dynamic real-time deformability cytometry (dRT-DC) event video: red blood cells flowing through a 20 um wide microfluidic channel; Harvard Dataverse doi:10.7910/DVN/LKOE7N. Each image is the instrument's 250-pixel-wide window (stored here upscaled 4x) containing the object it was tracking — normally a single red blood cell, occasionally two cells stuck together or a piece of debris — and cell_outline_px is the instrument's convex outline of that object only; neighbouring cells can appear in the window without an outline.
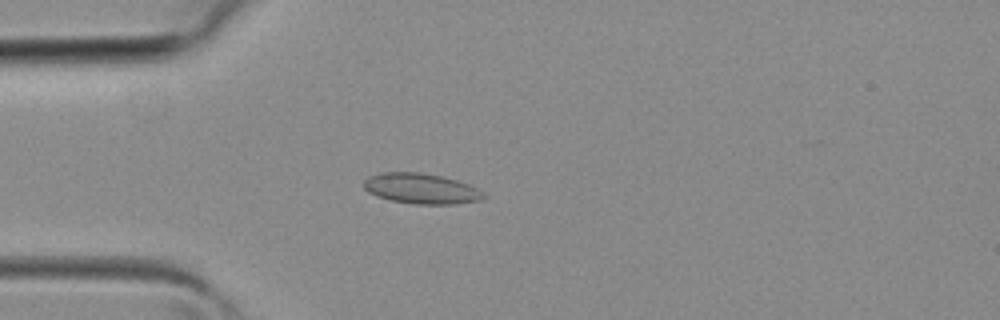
{"species": "common noctule bat (a hibernating species)", "species_latin": "Nyctalus noctula", "temperature_condition": "room temperature", "stored_images_in_passage": 32, "camera_frame_rate_fps": 3000, "um_per_image_px": 0.085, "animal": {"sex": "female", "body_mass_g": 19.3, "forearm_length_mm": 54.1}, "frame": {"image": 1, "passage_image": 6, "time_ms": 1.667, "image_size_px": [1000, 320], "cell_outline_px": [[488, 196], [480, 200], [456, 204], [416, 204], [392, 200], [376, 196], [368, 192], [364, 188], [364, 180], [368, 176], [380, 172], [420, 172], [440, 176], [456, 180], [468, 184], [476, 188]], "centroid_in_image_um": [35.78, 16.03], "position_along_channel_um": 49.2, "area_um2": 21.21}}
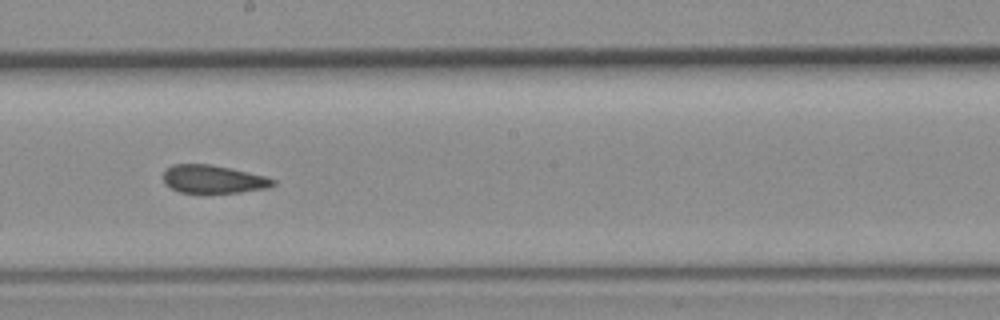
{"frame": {"image": 2, "passage_image": 17, "time_ms": 5.333, "image_size_px": [1000, 320], "cell_outline_px": [[276, 184], [268, 188], [240, 192], [180, 192], [164, 184], [164, 172], [172, 164], [208, 164], [248, 172], [264, 176], [276, 180]], "centroid_in_image_um": [18.13, 15.23], "position_along_channel_um": 230.1, "area_um2": 17.69}}
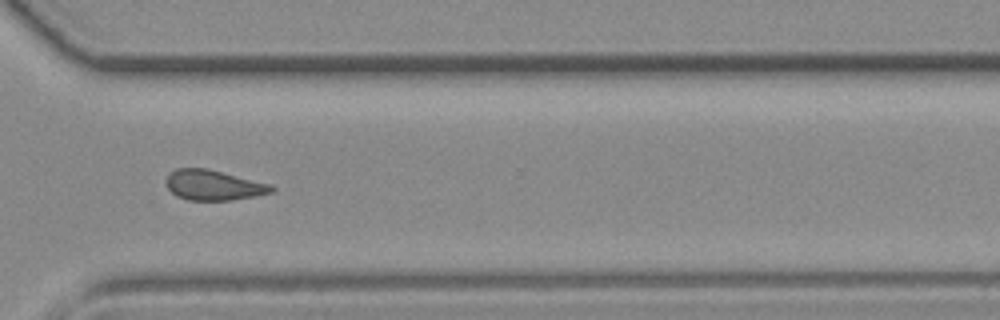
{"frame": {"image": 3, "passage_image": 24, "time_ms": 7.667, "image_size_px": [1000, 320], "cell_outline_px": [[276, 188], [272, 192], [232, 200], [188, 200], [176, 196], [168, 188], [168, 176], [176, 168], [208, 168], [272, 184]], "centroid_in_image_um": [18.19, 15.73], "position_along_channel_um": 352.4, "area_um2": 18.44}}